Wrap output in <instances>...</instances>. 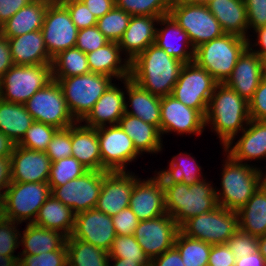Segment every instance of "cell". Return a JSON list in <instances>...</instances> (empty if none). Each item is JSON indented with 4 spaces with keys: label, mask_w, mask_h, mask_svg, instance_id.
Segmentation results:
<instances>
[{
    "label": "cell",
    "mask_w": 266,
    "mask_h": 266,
    "mask_svg": "<svg viewBox=\"0 0 266 266\" xmlns=\"http://www.w3.org/2000/svg\"><path fill=\"white\" fill-rule=\"evenodd\" d=\"M250 120L248 101L225 83H218L209 100L205 127H211L220 145L224 147L235 141Z\"/></svg>",
    "instance_id": "obj_1"
},
{
    "label": "cell",
    "mask_w": 266,
    "mask_h": 266,
    "mask_svg": "<svg viewBox=\"0 0 266 266\" xmlns=\"http://www.w3.org/2000/svg\"><path fill=\"white\" fill-rule=\"evenodd\" d=\"M184 65L156 44L148 46L130 62V79L152 95H171Z\"/></svg>",
    "instance_id": "obj_2"
},
{
    "label": "cell",
    "mask_w": 266,
    "mask_h": 266,
    "mask_svg": "<svg viewBox=\"0 0 266 266\" xmlns=\"http://www.w3.org/2000/svg\"><path fill=\"white\" fill-rule=\"evenodd\" d=\"M166 212L181 227L188 219L213 211L218 207L215 188L206 178L187 185L163 183Z\"/></svg>",
    "instance_id": "obj_3"
},
{
    "label": "cell",
    "mask_w": 266,
    "mask_h": 266,
    "mask_svg": "<svg viewBox=\"0 0 266 266\" xmlns=\"http://www.w3.org/2000/svg\"><path fill=\"white\" fill-rule=\"evenodd\" d=\"M224 156L221 187L215 186L217 202L218 206L238 212L261 187V168L237 162L227 153Z\"/></svg>",
    "instance_id": "obj_4"
},
{
    "label": "cell",
    "mask_w": 266,
    "mask_h": 266,
    "mask_svg": "<svg viewBox=\"0 0 266 266\" xmlns=\"http://www.w3.org/2000/svg\"><path fill=\"white\" fill-rule=\"evenodd\" d=\"M248 47V39L226 34L206 42L194 50V62L218 83L231 76L238 58Z\"/></svg>",
    "instance_id": "obj_5"
},
{
    "label": "cell",
    "mask_w": 266,
    "mask_h": 266,
    "mask_svg": "<svg viewBox=\"0 0 266 266\" xmlns=\"http://www.w3.org/2000/svg\"><path fill=\"white\" fill-rule=\"evenodd\" d=\"M63 92L68 109L77 122H81L95 103L113 83L112 77L86 73L72 77H52Z\"/></svg>",
    "instance_id": "obj_6"
},
{
    "label": "cell",
    "mask_w": 266,
    "mask_h": 266,
    "mask_svg": "<svg viewBox=\"0 0 266 266\" xmlns=\"http://www.w3.org/2000/svg\"><path fill=\"white\" fill-rule=\"evenodd\" d=\"M52 80L51 64L14 65L0 78V98L25 104Z\"/></svg>",
    "instance_id": "obj_7"
},
{
    "label": "cell",
    "mask_w": 266,
    "mask_h": 266,
    "mask_svg": "<svg viewBox=\"0 0 266 266\" xmlns=\"http://www.w3.org/2000/svg\"><path fill=\"white\" fill-rule=\"evenodd\" d=\"M238 229V213L221 206L188 219L180 227L186 236L211 245L226 244Z\"/></svg>",
    "instance_id": "obj_8"
},
{
    "label": "cell",
    "mask_w": 266,
    "mask_h": 266,
    "mask_svg": "<svg viewBox=\"0 0 266 266\" xmlns=\"http://www.w3.org/2000/svg\"><path fill=\"white\" fill-rule=\"evenodd\" d=\"M50 195L47 182H11L3 193L7 219L17 223H33Z\"/></svg>",
    "instance_id": "obj_9"
},
{
    "label": "cell",
    "mask_w": 266,
    "mask_h": 266,
    "mask_svg": "<svg viewBox=\"0 0 266 266\" xmlns=\"http://www.w3.org/2000/svg\"><path fill=\"white\" fill-rule=\"evenodd\" d=\"M217 84L205 69L193 61L182 66L171 95L205 117L210 97Z\"/></svg>",
    "instance_id": "obj_10"
},
{
    "label": "cell",
    "mask_w": 266,
    "mask_h": 266,
    "mask_svg": "<svg viewBox=\"0 0 266 266\" xmlns=\"http://www.w3.org/2000/svg\"><path fill=\"white\" fill-rule=\"evenodd\" d=\"M169 15L188 34L194 49L224 34L206 3L171 6Z\"/></svg>",
    "instance_id": "obj_11"
},
{
    "label": "cell",
    "mask_w": 266,
    "mask_h": 266,
    "mask_svg": "<svg viewBox=\"0 0 266 266\" xmlns=\"http://www.w3.org/2000/svg\"><path fill=\"white\" fill-rule=\"evenodd\" d=\"M34 121L58 129L72 126L77 121L70 113L63 92L57 81H50L24 104Z\"/></svg>",
    "instance_id": "obj_12"
},
{
    "label": "cell",
    "mask_w": 266,
    "mask_h": 266,
    "mask_svg": "<svg viewBox=\"0 0 266 266\" xmlns=\"http://www.w3.org/2000/svg\"><path fill=\"white\" fill-rule=\"evenodd\" d=\"M102 171H126L127 165L141 154L119 125L97 128Z\"/></svg>",
    "instance_id": "obj_13"
},
{
    "label": "cell",
    "mask_w": 266,
    "mask_h": 266,
    "mask_svg": "<svg viewBox=\"0 0 266 266\" xmlns=\"http://www.w3.org/2000/svg\"><path fill=\"white\" fill-rule=\"evenodd\" d=\"M105 171L88 170L81 177L54 187L51 195L70 207L75 214L96 207Z\"/></svg>",
    "instance_id": "obj_14"
},
{
    "label": "cell",
    "mask_w": 266,
    "mask_h": 266,
    "mask_svg": "<svg viewBox=\"0 0 266 266\" xmlns=\"http://www.w3.org/2000/svg\"><path fill=\"white\" fill-rule=\"evenodd\" d=\"M41 31L49 56L54 58L60 52L75 47L79 29L68 10L58 0H53L47 7Z\"/></svg>",
    "instance_id": "obj_15"
},
{
    "label": "cell",
    "mask_w": 266,
    "mask_h": 266,
    "mask_svg": "<svg viewBox=\"0 0 266 266\" xmlns=\"http://www.w3.org/2000/svg\"><path fill=\"white\" fill-rule=\"evenodd\" d=\"M179 225L168 213L139 221L134 237L150 260L174 247Z\"/></svg>",
    "instance_id": "obj_16"
},
{
    "label": "cell",
    "mask_w": 266,
    "mask_h": 266,
    "mask_svg": "<svg viewBox=\"0 0 266 266\" xmlns=\"http://www.w3.org/2000/svg\"><path fill=\"white\" fill-rule=\"evenodd\" d=\"M161 136L170 132L177 135H202L205 128V117L196 109L184 105L172 95L161 97L160 107ZM168 133V134H167Z\"/></svg>",
    "instance_id": "obj_17"
},
{
    "label": "cell",
    "mask_w": 266,
    "mask_h": 266,
    "mask_svg": "<svg viewBox=\"0 0 266 266\" xmlns=\"http://www.w3.org/2000/svg\"><path fill=\"white\" fill-rule=\"evenodd\" d=\"M138 179L139 177L129 170L105 171L95 208L112 217L129 207L132 189Z\"/></svg>",
    "instance_id": "obj_18"
},
{
    "label": "cell",
    "mask_w": 266,
    "mask_h": 266,
    "mask_svg": "<svg viewBox=\"0 0 266 266\" xmlns=\"http://www.w3.org/2000/svg\"><path fill=\"white\" fill-rule=\"evenodd\" d=\"M129 207L140 221L155 219L167 213L164 186L156 174L136 181Z\"/></svg>",
    "instance_id": "obj_19"
},
{
    "label": "cell",
    "mask_w": 266,
    "mask_h": 266,
    "mask_svg": "<svg viewBox=\"0 0 266 266\" xmlns=\"http://www.w3.org/2000/svg\"><path fill=\"white\" fill-rule=\"evenodd\" d=\"M71 235L107 252L116 237L112 217L96 208L76 214Z\"/></svg>",
    "instance_id": "obj_20"
},
{
    "label": "cell",
    "mask_w": 266,
    "mask_h": 266,
    "mask_svg": "<svg viewBox=\"0 0 266 266\" xmlns=\"http://www.w3.org/2000/svg\"><path fill=\"white\" fill-rule=\"evenodd\" d=\"M11 162V182H48L51 159L46 152L35 151L16 144Z\"/></svg>",
    "instance_id": "obj_21"
},
{
    "label": "cell",
    "mask_w": 266,
    "mask_h": 266,
    "mask_svg": "<svg viewBox=\"0 0 266 266\" xmlns=\"http://www.w3.org/2000/svg\"><path fill=\"white\" fill-rule=\"evenodd\" d=\"M265 76L264 60L247 47L225 84L249 101Z\"/></svg>",
    "instance_id": "obj_22"
},
{
    "label": "cell",
    "mask_w": 266,
    "mask_h": 266,
    "mask_svg": "<svg viewBox=\"0 0 266 266\" xmlns=\"http://www.w3.org/2000/svg\"><path fill=\"white\" fill-rule=\"evenodd\" d=\"M241 133L239 140L230 141L222 147L223 152L244 164L253 160H266V121L250 120Z\"/></svg>",
    "instance_id": "obj_23"
},
{
    "label": "cell",
    "mask_w": 266,
    "mask_h": 266,
    "mask_svg": "<svg viewBox=\"0 0 266 266\" xmlns=\"http://www.w3.org/2000/svg\"><path fill=\"white\" fill-rule=\"evenodd\" d=\"M160 17L131 16L127 29L118 41L121 53L131 62L148 46L155 44L156 26Z\"/></svg>",
    "instance_id": "obj_24"
},
{
    "label": "cell",
    "mask_w": 266,
    "mask_h": 266,
    "mask_svg": "<svg viewBox=\"0 0 266 266\" xmlns=\"http://www.w3.org/2000/svg\"><path fill=\"white\" fill-rule=\"evenodd\" d=\"M158 24L162 26L156 28L155 44L164 49L169 56L184 64L193 62L195 49L188 34L170 15L160 17Z\"/></svg>",
    "instance_id": "obj_25"
},
{
    "label": "cell",
    "mask_w": 266,
    "mask_h": 266,
    "mask_svg": "<svg viewBox=\"0 0 266 266\" xmlns=\"http://www.w3.org/2000/svg\"><path fill=\"white\" fill-rule=\"evenodd\" d=\"M113 83L95 103L92 110L81 121L85 126L95 129L103 126L118 125L125 114V91Z\"/></svg>",
    "instance_id": "obj_26"
},
{
    "label": "cell",
    "mask_w": 266,
    "mask_h": 266,
    "mask_svg": "<svg viewBox=\"0 0 266 266\" xmlns=\"http://www.w3.org/2000/svg\"><path fill=\"white\" fill-rule=\"evenodd\" d=\"M121 82L127 95L125 98L129 100L125 101V113L156 126L160 131L161 97L152 95L130 78L123 79Z\"/></svg>",
    "instance_id": "obj_27"
},
{
    "label": "cell",
    "mask_w": 266,
    "mask_h": 266,
    "mask_svg": "<svg viewBox=\"0 0 266 266\" xmlns=\"http://www.w3.org/2000/svg\"><path fill=\"white\" fill-rule=\"evenodd\" d=\"M86 56L90 72L107 75L115 78V81L130 78V62L122 58L118 42L109 41Z\"/></svg>",
    "instance_id": "obj_28"
},
{
    "label": "cell",
    "mask_w": 266,
    "mask_h": 266,
    "mask_svg": "<svg viewBox=\"0 0 266 266\" xmlns=\"http://www.w3.org/2000/svg\"><path fill=\"white\" fill-rule=\"evenodd\" d=\"M210 12L220 23L226 34L249 39L247 11L244 0H209L206 2Z\"/></svg>",
    "instance_id": "obj_29"
},
{
    "label": "cell",
    "mask_w": 266,
    "mask_h": 266,
    "mask_svg": "<svg viewBox=\"0 0 266 266\" xmlns=\"http://www.w3.org/2000/svg\"><path fill=\"white\" fill-rule=\"evenodd\" d=\"M14 65L51 64L41 30L8 39Z\"/></svg>",
    "instance_id": "obj_30"
},
{
    "label": "cell",
    "mask_w": 266,
    "mask_h": 266,
    "mask_svg": "<svg viewBox=\"0 0 266 266\" xmlns=\"http://www.w3.org/2000/svg\"><path fill=\"white\" fill-rule=\"evenodd\" d=\"M71 142L73 157L88 170L102 171L97 129L76 122L71 126Z\"/></svg>",
    "instance_id": "obj_31"
},
{
    "label": "cell",
    "mask_w": 266,
    "mask_h": 266,
    "mask_svg": "<svg viewBox=\"0 0 266 266\" xmlns=\"http://www.w3.org/2000/svg\"><path fill=\"white\" fill-rule=\"evenodd\" d=\"M52 1L31 0L0 27V33L9 39L41 30L47 7Z\"/></svg>",
    "instance_id": "obj_32"
},
{
    "label": "cell",
    "mask_w": 266,
    "mask_h": 266,
    "mask_svg": "<svg viewBox=\"0 0 266 266\" xmlns=\"http://www.w3.org/2000/svg\"><path fill=\"white\" fill-rule=\"evenodd\" d=\"M118 125L130 137L141 155L143 152L157 154L162 151L163 138L156 126L127 113L121 117Z\"/></svg>",
    "instance_id": "obj_33"
},
{
    "label": "cell",
    "mask_w": 266,
    "mask_h": 266,
    "mask_svg": "<svg viewBox=\"0 0 266 266\" xmlns=\"http://www.w3.org/2000/svg\"><path fill=\"white\" fill-rule=\"evenodd\" d=\"M20 234V246L24 247L19 255H38L59 250L66 243V236L33 223H26L25 230Z\"/></svg>",
    "instance_id": "obj_34"
},
{
    "label": "cell",
    "mask_w": 266,
    "mask_h": 266,
    "mask_svg": "<svg viewBox=\"0 0 266 266\" xmlns=\"http://www.w3.org/2000/svg\"><path fill=\"white\" fill-rule=\"evenodd\" d=\"M76 214L62 202L50 195L39 209L33 224L71 236L75 226Z\"/></svg>",
    "instance_id": "obj_35"
},
{
    "label": "cell",
    "mask_w": 266,
    "mask_h": 266,
    "mask_svg": "<svg viewBox=\"0 0 266 266\" xmlns=\"http://www.w3.org/2000/svg\"><path fill=\"white\" fill-rule=\"evenodd\" d=\"M168 166L164 170L154 171L162 183L192 185L206 178L198 161L186 152L172 156Z\"/></svg>",
    "instance_id": "obj_36"
},
{
    "label": "cell",
    "mask_w": 266,
    "mask_h": 266,
    "mask_svg": "<svg viewBox=\"0 0 266 266\" xmlns=\"http://www.w3.org/2000/svg\"><path fill=\"white\" fill-rule=\"evenodd\" d=\"M237 213L240 231L256 237L266 234V193L261 187Z\"/></svg>",
    "instance_id": "obj_37"
},
{
    "label": "cell",
    "mask_w": 266,
    "mask_h": 266,
    "mask_svg": "<svg viewBox=\"0 0 266 266\" xmlns=\"http://www.w3.org/2000/svg\"><path fill=\"white\" fill-rule=\"evenodd\" d=\"M34 122L24 104L7 102L0 98V131L18 144Z\"/></svg>",
    "instance_id": "obj_38"
},
{
    "label": "cell",
    "mask_w": 266,
    "mask_h": 266,
    "mask_svg": "<svg viewBox=\"0 0 266 266\" xmlns=\"http://www.w3.org/2000/svg\"><path fill=\"white\" fill-rule=\"evenodd\" d=\"M68 266H108L109 254L106 250L74 238H66Z\"/></svg>",
    "instance_id": "obj_39"
},
{
    "label": "cell",
    "mask_w": 266,
    "mask_h": 266,
    "mask_svg": "<svg viewBox=\"0 0 266 266\" xmlns=\"http://www.w3.org/2000/svg\"><path fill=\"white\" fill-rule=\"evenodd\" d=\"M52 77H72L90 72L87 56L76 47L60 52L51 63Z\"/></svg>",
    "instance_id": "obj_40"
},
{
    "label": "cell",
    "mask_w": 266,
    "mask_h": 266,
    "mask_svg": "<svg viewBox=\"0 0 266 266\" xmlns=\"http://www.w3.org/2000/svg\"><path fill=\"white\" fill-rule=\"evenodd\" d=\"M174 247L179 251L185 266H208L212 245L178 232Z\"/></svg>",
    "instance_id": "obj_41"
},
{
    "label": "cell",
    "mask_w": 266,
    "mask_h": 266,
    "mask_svg": "<svg viewBox=\"0 0 266 266\" xmlns=\"http://www.w3.org/2000/svg\"><path fill=\"white\" fill-rule=\"evenodd\" d=\"M88 169L75 157L62 158L52 162L48 184L54 187L64 185L70 180L81 177Z\"/></svg>",
    "instance_id": "obj_42"
},
{
    "label": "cell",
    "mask_w": 266,
    "mask_h": 266,
    "mask_svg": "<svg viewBox=\"0 0 266 266\" xmlns=\"http://www.w3.org/2000/svg\"><path fill=\"white\" fill-rule=\"evenodd\" d=\"M131 15L114 6L103 17L97 19L99 31L109 40L118 42L128 27Z\"/></svg>",
    "instance_id": "obj_43"
},
{
    "label": "cell",
    "mask_w": 266,
    "mask_h": 266,
    "mask_svg": "<svg viewBox=\"0 0 266 266\" xmlns=\"http://www.w3.org/2000/svg\"><path fill=\"white\" fill-rule=\"evenodd\" d=\"M115 6L129 13L131 16H156L169 15V0H115Z\"/></svg>",
    "instance_id": "obj_44"
},
{
    "label": "cell",
    "mask_w": 266,
    "mask_h": 266,
    "mask_svg": "<svg viewBox=\"0 0 266 266\" xmlns=\"http://www.w3.org/2000/svg\"><path fill=\"white\" fill-rule=\"evenodd\" d=\"M108 254L110 258H126V260L134 262H151L134 235H116Z\"/></svg>",
    "instance_id": "obj_45"
},
{
    "label": "cell",
    "mask_w": 266,
    "mask_h": 266,
    "mask_svg": "<svg viewBox=\"0 0 266 266\" xmlns=\"http://www.w3.org/2000/svg\"><path fill=\"white\" fill-rule=\"evenodd\" d=\"M57 130L58 128L52 125L34 121L17 145L27 149L45 152Z\"/></svg>",
    "instance_id": "obj_46"
},
{
    "label": "cell",
    "mask_w": 266,
    "mask_h": 266,
    "mask_svg": "<svg viewBox=\"0 0 266 266\" xmlns=\"http://www.w3.org/2000/svg\"><path fill=\"white\" fill-rule=\"evenodd\" d=\"M18 263L19 266H68L66 245L52 252L20 255Z\"/></svg>",
    "instance_id": "obj_47"
},
{
    "label": "cell",
    "mask_w": 266,
    "mask_h": 266,
    "mask_svg": "<svg viewBox=\"0 0 266 266\" xmlns=\"http://www.w3.org/2000/svg\"><path fill=\"white\" fill-rule=\"evenodd\" d=\"M45 152L52 162L62 158L71 157V126L64 129H58Z\"/></svg>",
    "instance_id": "obj_48"
},
{
    "label": "cell",
    "mask_w": 266,
    "mask_h": 266,
    "mask_svg": "<svg viewBox=\"0 0 266 266\" xmlns=\"http://www.w3.org/2000/svg\"><path fill=\"white\" fill-rule=\"evenodd\" d=\"M21 223L13 222L9 219L0 224V254L4 256L15 255L17 248L20 246V234L18 226Z\"/></svg>",
    "instance_id": "obj_49"
},
{
    "label": "cell",
    "mask_w": 266,
    "mask_h": 266,
    "mask_svg": "<svg viewBox=\"0 0 266 266\" xmlns=\"http://www.w3.org/2000/svg\"><path fill=\"white\" fill-rule=\"evenodd\" d=\"M69 12L71 20L80 30L97 25V18L81 0H58Z\"/></svg>",
    "instance_id": "obj_50"
},
{
    "label": "cell",
    "mask_w": 266,
    "mask_h": 266,
    "mask_svg": "<svg viewBox=\"0 0 266 266\" xmlns=\"http://www.w3.org/2000/svg\"><path fill=\"white\" fill-rule=\"evenodd\" d=\"M109 40L99 31L98 27L92 26L80 29L76 38L75 47L85 54L103 47Z\"/></svg>",
    "instance_id": "obj_51"
},
{
    "label": "cell",
    "mask_w": 266,
    "mask_h": 266,
    "mask_svg": "<svg viewBox=\"0 0 266 266\" xmlns=\"http://www.w3.org/2000/svg\"><path fill=\"white\" fill-rule=\"evenodd\" d=\"M236 259L258 251V237L244 233L239 229L226 243Z\"/></svg>",
    "instance_id": "obj_52"
},
{
    "label": "cell",
    "mask_w": 266,
    "mask_h": 266,
    "mask_svg": "<svg viewBox=\"0 0 266 266\" xmlns=\"http://www.w3.org/2000/svg\"><path fill=\"white\" fill-rule=\"evenodd\" d=\"M248 30L255 31L258 28L266 27V0H244Z\"/></svg>",
    "instance_id": "obj_53"
},
{
    "label": "cell",
    "mask_w": 266,
    "mask_h": 266,
    "mask_svg": "<svg viewBox=\"0 0 266 266\" xmlns=\"http://www.w3.org/2000/svg\"><path fill=\"white\" fill-rule=\"evenodd\" d=\"M251 120L266 121V76L248 101Z\"/></svg>",
    "instance_id": "obj_54"
},
{
    "label": "cell",
    "mask_w": 266,
    "mask_h": 266,
    "mask_svg": "<svg viewBox=\"0 0 266 266\" xmlns=\"http://www.w3.org/2000/svg\"><path fill=\"white\" fill-rule=\"evenodd\" d=\"M139 221L140 220L132 212L130 207L124 208L115 216H112V222L116 235H133Z\"/></svg>",
    "instance_id": "obj_55"
},
{
    "label": "cell",
    "mask_w": 266,
    "mask_h": 266,
    "mask_svg": "<svg viewBox=\"0 0 266 266\" xmlns=\"http://www.w3.org/2000/svg\"><path fill=\"white\" fill-rule=\"evenodd\" d=\"M236 257L227 244L212 245L208 266H235Z\"/></svg>",
    "instance_id": "obj_56"
},
{
    "label": "cell",
    "mask_w": 266,
    "mask_h": 266,
    "mask_svg": "<svg viewBox=\"0 0 266 266\" xmlns=\"http://www.w3.org/2000/svg\"><path fill=\"white\" fill-rule=\"evenodd\" d=\"M31 0H0V27Z\"/></svg>",
    "instance_id": "obj_57"
},
{
    "label": "cell",
    "mask_w": 266,
    "mask_h": 266,
    "mask_svg": "<svg viewBox=\"0 0 266 266\" xmlns=\"http://www.w3.org/2000/svg\"><path fill=\"white\" fill-rule=\"evenodd\" d=\"M150 266H185L179 251L173 247L151 260Z\"/></svg>",
    "instance_id": "obj_58"
},
{
    "label": "cell",
    "mask_w": 266,
    "mask_h": 266,
    "mask_svg": "<svg viewBox=\"0 0 266 266\" xmlns=\"http://www.w3.org/2000/svg\"><path fill=\"white\" fill-rule=\"evenodd\" d=\"M13 66L8 38L0 33V78Z\"/></svg>",
    "instance_id": "obj_59"
},
{
    "label": "cell",
    "mask_w": 266,
    "mask_h": 266,
    "mask_svg": "<svg viewBox=\"0 0 266 266\" xmlns=\"http://www.w3.org/2000/svg\"><path fill=\"white\" fill-rule=\"evenodd\" d=\"M98 19L111 11L115 6V0H81Z\"/></svg>",
    "instance_id": "obj_60"
},
{
    "label": "cell",
    "mask_w": 266,
    "mask_h": 266,
    "mask_svg": "<svg viewBox=\"0 0 266 266\" xmlns=\"http://www.w3.org/2000/svg\"><path fill=\"white\" fill-rule=\"evenodd\" d=\"M251 32L256 34L257 39L253 40V42L255 41L253 43L251 38H249L248 47L264 60L266 58V27H261ZM257 46L259 47L257 48Z\"/></svg>",
    "instance_id": "obj_61"
},
{
    "label": "cell",
    "mask_w": 266,
    "mask_h": 266,
    "mask_svg": "<svg viewBox=\"0 0 266 266\" xmlns=\"http://www.w3.org/2000/svg\"><path fill=\"white\" fill-rule=\"evenodd\" d=\"M11 183L10 157L0 158V191L4 193ZM5 189V190H4Z\"/></svg>",
    "instance_id": "obj_62"
},
{
    "label": "cell",
    "mask_w": 266,
    "mask_h": 266,
    "mask_svg": "<svg viewBox=\"0 0 266 266\" xmlns=\"http://www.w3.org/2000/svg\"><path fill=\"white\" fill-rule=\"evenodd\" d=\"M235 266H266V262L259 251H256L247 256L237 258Z\"/></svg>",
    "instance_id": "obj_63"
},
{
    "label": "cell",
    "mask_w": 266,
    "mask_h": 266,
    "mask_svg": "<svg viewBox=\"0 0 266 266\" xmlns=\"http://www.w3.org/2000/svg\"><path fill=\"white\" fill-rule=\"evenodd\" d=\"M16 143L0 131V158L11 157Z\"/></svg>",
    "instance_id": "obj_64"
},
{
    "label": "cell",
    "mask_w": 266,
    "mask_h": 266,
    "mask_svg": "<svg viewBox=\"0 0 266 266\" xmlns=\"http://www.w3.org/2000/svg\"><path fill=\"white\" fill-rule=\"evenodd\" d=\"M150 263L151 262H134L126 260V258H109L108 266H150Z\"/></svg>",
    "instance_id": "obj_65"
},
{
    "label": "cell",
    "mask_w": 266,
    "mask_h": 266,
    "mask_svg": "<svg viewBox=\"0 0 266 266\" xmlns=\"http://www.w3.org/2000/svg\"><path fill=\"white\" fill-rule=\"evenodd\" d=\"M20 256H4L0 254V266H19Z\"/></svg>",
    "instance_id": "obj_66"
},
{
    "label": "cell",
    "mask_w": 266,
    "mask_h": 266,
    "mask_svg": "<svg viewBox=\"0 0 266 266\" xmlns=\"http://www.w3.org/2000/svg\"><path fill=\"white\" fill-rule=\"evenodd\" d=\"M258 251L266 262V234L258 237Z\"/></svg>",
    "instance_id": "obj_67"
},
{
    "label": "cell",
    "mask_w": 266,
    "mask_h": 266,
    "mask_svg": "<svg viewBox=\"0 0 266 266\" xmlns=\"http://www.w3.org/2000/svg\"><path fill=\"white\" fill-rule=\"evenodd\" d=\"M171 6L186 5V4H200L202 0H169Z\"/></svg>",
    "instance_id": "obj_68"
},
{
    "label": "cell",
    "mask_w": 266,
    "mask_h": 266,
    "mask_svg": "<svg viewBox=\"0 0 266 266\" xmlns=\"http://www.w3.org/2000/svg\"><path fill=\"white\" fill-rule=\"evenodd\" d=\"M7 220L5 203H0V224Z\"/></svg>",
    "instance_id": "obj_69"
},
{
    "label": "cell",
    "mask_w": 266,
    "mask_h": 266,
    "mask_svg": "<svg viewBox=\"0 0 266 266\" xmlns=\"http://www.w3.org/2000/svg\"><path fill=\"white\" fill-rule=\"evenodd\" d=\"M261 188L266 193V171L265 172H262V170H261Z\"/></svg>",
    "instance_id": "obj_70"
},
{
    "label": "cell",
    "mask_w": 266,
    "mask_h": 266,
    "mask_svg": "<svg viewBox=\"0 0 266 266\" xmlns=\"http://www.w3.org/2000/svg\"><path fill=\"white\" fill-rule=\"evenodd\" d=\"M0 203H5L3 199V193L0 191Z\"/></svg>",
    "instance_id": "obj_71"
},
{
    "label": "cell",
    "mask_w": 266,
    "mask_h": 266,
    "mask_svg": "<svg viewBox=\"0 0 266 266\" xmlns=\"http://www.w3.org/2000/svg\"><path fill=\"white\" fill-rule=\"evenodd\" d=\"M264 68H265V75H266V58L264 59Z\"/></svg>",
    "instance_id": "obj_72"
},
{
    "label": "cell",
    "mask_w": 266,
    "mask_h": 266,
    "mask_svg": "<svg viewBox=\"0 0 266 266\" xmlns=\"http://www.w3.org/2000/svg\"><path fill=\"white\" fill-rule=\"evenodd\" d=\"M207 1H209V0H202V3H206Z\"/></svg>",
    "instance_id": "obj_73"
}]
</instances>
